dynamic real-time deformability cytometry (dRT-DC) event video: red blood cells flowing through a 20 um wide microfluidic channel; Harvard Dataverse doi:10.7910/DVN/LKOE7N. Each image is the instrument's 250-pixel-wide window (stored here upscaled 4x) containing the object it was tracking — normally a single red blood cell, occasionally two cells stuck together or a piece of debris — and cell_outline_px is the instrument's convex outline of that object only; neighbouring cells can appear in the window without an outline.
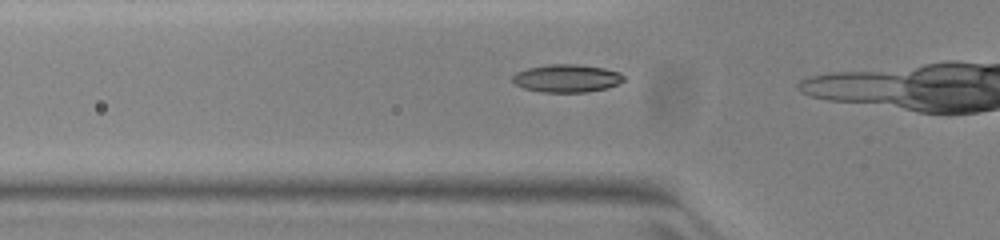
{"species": "common noctule bat (a hibernating species)", "species_latin": "Nyctalus noctula", "temperature_condition": "warm", "stored_images_in_passage": 8, "camera_frame_rate_fps": 3000, "um_per_image_px": 0.085, "animal": {"sex": "female", "body_mass_g": 23.0, "forearm_length_mm": 53.4}, "frame": {"image": 1, "passage_image": 6, "time_ms": 1.667, "image_size_px": [1000, 240], "cell_outline_px": [[624, 80], [608, 88], [588, 92], [544, 92], [524, 88], [516, 84], [512, 80], [512, 76], [516, 72], [528, 68], [552, 64], [576, 64], [604, 68], [620, 72], [624, 76]], "centroid_in_image_um": [48.19, 6.65], "position_along_channel_um": 77.6, "area_um2": 17.98}}